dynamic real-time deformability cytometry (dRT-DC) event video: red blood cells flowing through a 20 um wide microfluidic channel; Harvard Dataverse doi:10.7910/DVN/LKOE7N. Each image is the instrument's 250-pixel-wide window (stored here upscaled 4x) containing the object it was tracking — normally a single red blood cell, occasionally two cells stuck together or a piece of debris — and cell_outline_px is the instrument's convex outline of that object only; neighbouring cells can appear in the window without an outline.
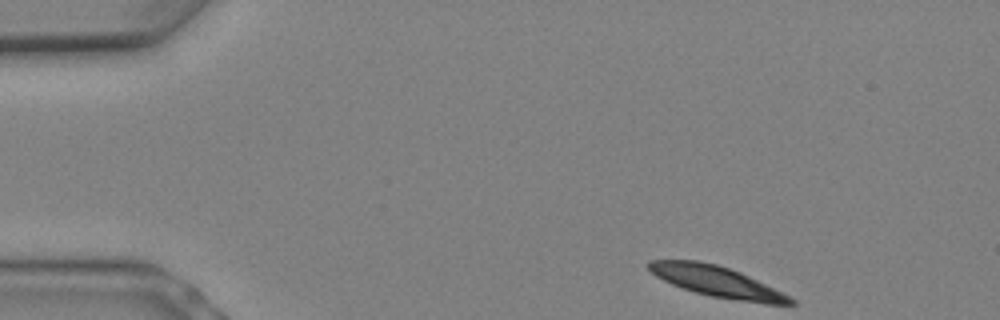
{"species": "Egyptian fruit bat (a non-hibernating species)", "species_latin": "Rousettus aegyptiacus", "temperature_condition": "warm", "stored_images_in_passage": 6, "camera_frame_rate_fps": 3000, "um_per_image_px": 0.085, "animal": {"sex": "female"}, "frame": {"image": 1, "passage_image": 1, "time_ms": 0.0, "image_size_px": [1000, 320], "cell_outline_px": [[796, 304], [764, 304], [712, 296], [696, 292], [672, 284], [656, 276], [644, 264], [648, 260], [700, 260], [716, 264], [740, 272], [796, 300]], "centroid_in_image_um": [60.88, 23.91], "position_along_channel_um": 24.1, "area_um2": 24.97}}
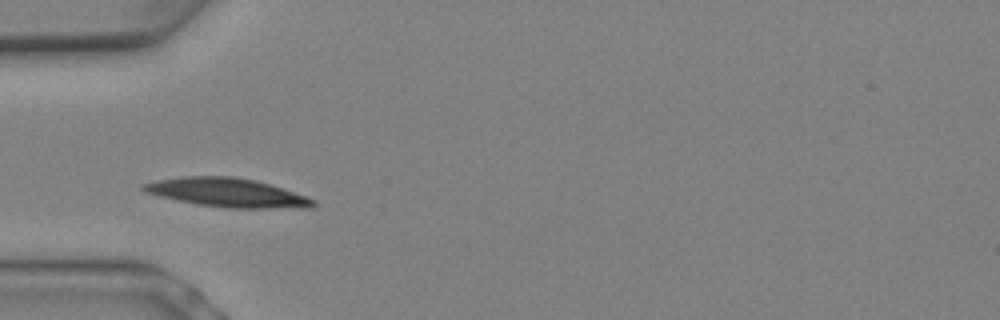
{"frame": {"image": 2, "passage_image": 5, "time_ms": 1.333, "image_size_px": [1000, 320], "cell_outline_px": [[316, 204], [312, 208], [224, 208], [200, 204], [160, 196], [144, 192], [140, 188], [140, 184], [180, 176], [232, 176], [256, 180], [316, 200]], "centroid_in_image_um": [19.3, 16.37], "position_along_channel_um": 65.7, "area_um2": 28.26}}